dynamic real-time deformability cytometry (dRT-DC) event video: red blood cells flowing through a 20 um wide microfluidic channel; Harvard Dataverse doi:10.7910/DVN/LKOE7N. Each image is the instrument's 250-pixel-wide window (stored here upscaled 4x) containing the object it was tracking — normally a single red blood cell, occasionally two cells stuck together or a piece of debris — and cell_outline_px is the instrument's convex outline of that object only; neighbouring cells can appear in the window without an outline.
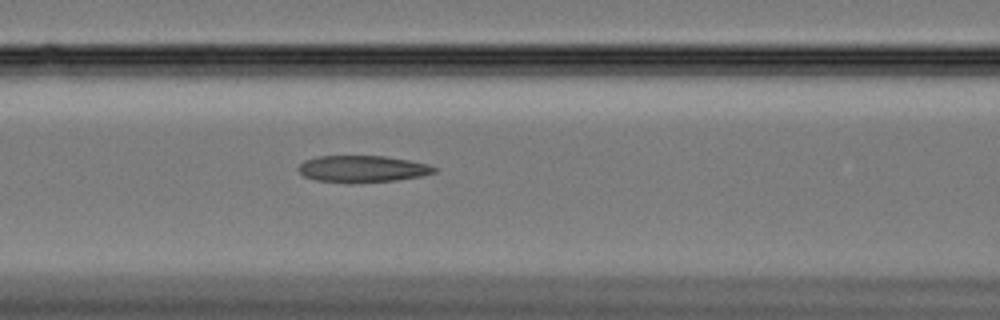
{"species": "Egyptian fruit bat (a non-hibernating species)", "species_latin": "Rousettus aegyptiacus", "temperature_condition": "cold", "stored_images_in_passage": 22, "camera_frame_rate_fps": 3000, "um_per_image_px": 0.085, "animal": {"sex": "female"}, "frame": {"image": 1, "passage_image": 7, "time_ms": 2.0, "image_size_px": [1000, 320], "cell_outline_px": [[436, 172], [420, 176], [396, 180], [316, 180], [304, 176], [296, 168], [304, 160], [316, 156], [384, 156], [408, 160], [428, 164], [436, 168]], "centroid_in_image_um": [30.8, 14.3], "position_along_channel_um": 135.8, "area_um2": 20.17}}
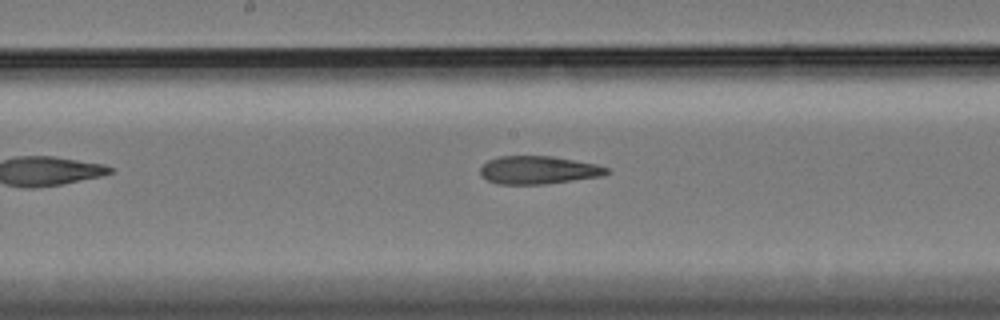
{"frame": {"image": 2, "passage_image": 13, "time_ms": 4.0, "image_size_px": [1000, 320], "cell_outline_px": [[612, 172], [604, 176], [544, 184], [496, 184], [480, 176], [480, 168], [488, 160], [500, 156], [552, 156], [596, 164], [608, 168]], "centroid_in_image_um": [45.77, 14.46], "position_along_channel_um": 202.4, "area_um2": 20.75}}
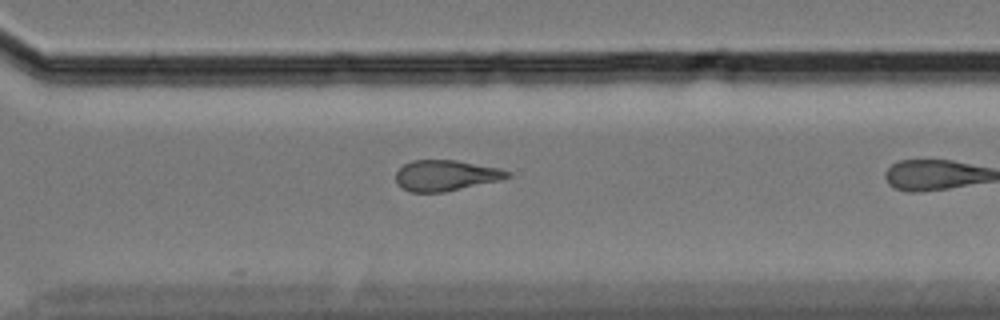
{"frame": {"image": 3, "passage_image": 21, "time_ms": 6.667, "image_size_px": [1000, 320], "cell_outline_px": [[512, 176], [500, 180], [444, 192], [412, 192], [400, 188], [396, 184], [396, 172], [404, 164], [412, 160], [456, 160], [500, 168], [512, 172]], "centroid_in_image_um": [37.89, 14.91], "position_along_channel_um": 332.7, "area_um2": 20.11}}